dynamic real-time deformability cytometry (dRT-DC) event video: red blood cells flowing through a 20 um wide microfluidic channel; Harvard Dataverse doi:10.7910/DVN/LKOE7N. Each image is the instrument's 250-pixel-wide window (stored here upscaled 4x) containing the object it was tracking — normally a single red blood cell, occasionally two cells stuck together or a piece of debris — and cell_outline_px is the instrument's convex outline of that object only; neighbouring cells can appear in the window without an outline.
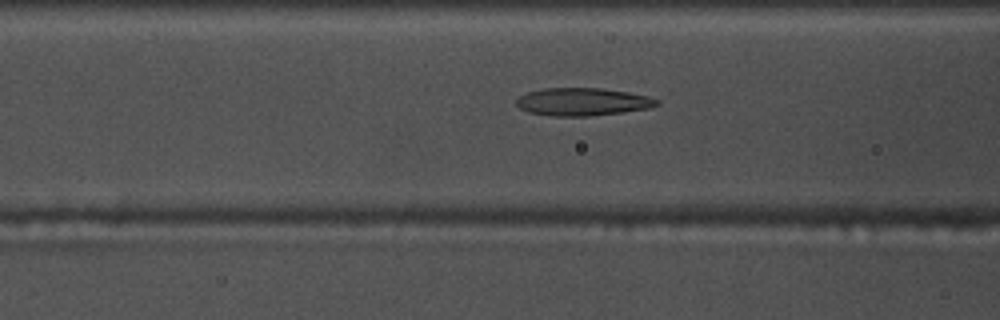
{"species": "common noctule bat (a hibernating species)", "species_latin": "Nyctalus noctula", "temperature_condition": "warm", "stored_images_in_passage": 42, "camera_frame_rate_fps": 3000, "um_per_image_px": 0.085, "animal": {"sex": "male", "body_mass_g": 17.5, "forearm_length_mm": 52.3}, "frame": {"image": 1, "passage_image": 8, "time_ms": 2.333, "image_size_px": [1000, 320], "cell_outline_px": [[660, 104], [648, 108], [624, 112], [588, 116], [552, 116], [528, 112], [520, 108], [516, 104], [516, 100], [520, 96], [528, 92], [544, 88], [600, 88], [628, 92], [648, 96], [660, 100]], "centroid_in_image_um": [49.53, 8.65], "position_along_channel_um": 117.1, "area_um2": 22.72}}
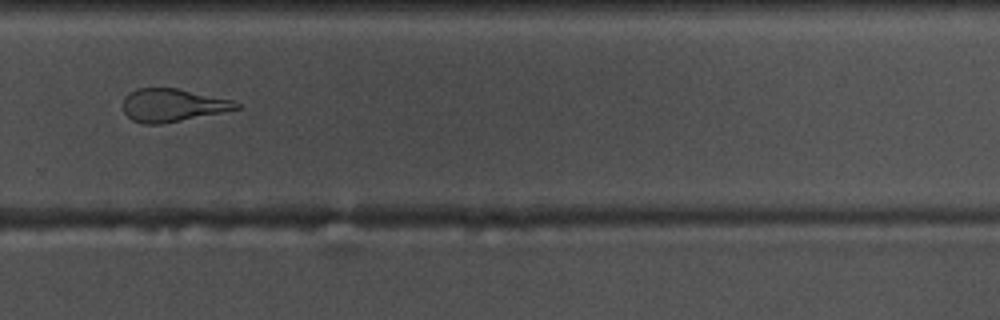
{"frame": {"image": 2, "passage_image": 24, "time_ms": 7.667, "image_size_px": [1000, 320], "cell_outline_px": [[240, 108], [160, 124], [144, 124], [132, 120], [124, 112], [124, 96], [136, 88], [176, 88], [232, 100], [240, 104]], "centroid_in_image_um": [14.62, 8.93], "position_along_channel_um": 315.2, "area_um2": 21.33}}
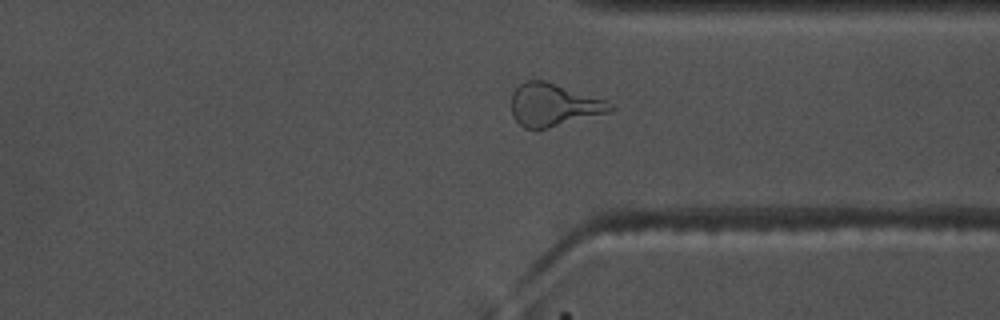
{"frame": {"image": 3, "passage_image": 28, "time_ms": 9.0, "image_size_px": [1000, 320], "cell_outline_px": [[616, 108], [612, 112], [536, 132], [524, 128], [512, 116], [512, 92], [524, 80], [544, 80], [604, 100], [612, 104]], "centroid_in_image_um": [47.04, 8.96], "position_along_channel_um": 364.4, "area_um2": 25.03}, "authors_computed_cell_mechanics": {"area_um2": 23.2067, "velocity_mm_per_s": 3.7223, "shape_relaxation_time_tau1_ms": null, "shape_relaxation_time_tau2_ms": 2.1741, "deformation_change_tau1": null, "deformation_change_tau2": 0.1161}}